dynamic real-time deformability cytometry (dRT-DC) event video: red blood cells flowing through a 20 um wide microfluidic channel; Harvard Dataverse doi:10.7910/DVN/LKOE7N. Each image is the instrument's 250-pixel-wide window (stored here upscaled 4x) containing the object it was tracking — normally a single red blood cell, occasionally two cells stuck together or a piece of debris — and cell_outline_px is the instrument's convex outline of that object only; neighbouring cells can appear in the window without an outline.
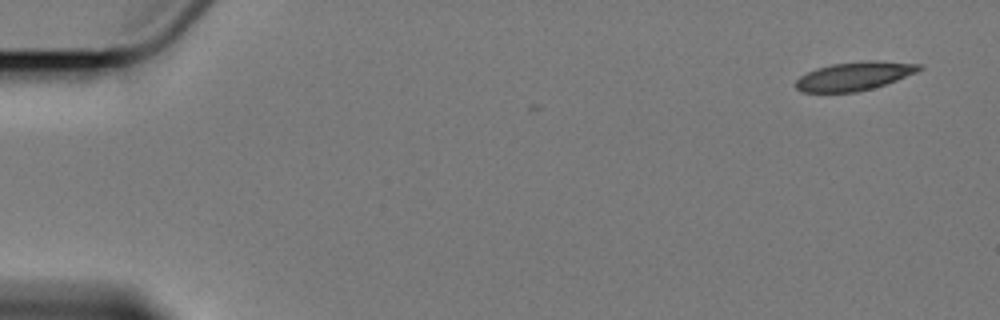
{"species": "Egyptian fruit bat (a non-hibernating species)", "species_latin": "Rousettus aegyptiacus", "temperature_condition": "cold", "stored_images_in_passage": 3, "camera_frame_rate_fps": 3000, "um_per_image_px": 0.085, "animal": {"sex": "female"}, "frame": {"image": 1, "passage_image": 1, "time_ms": 0.0, "image_size_px": [1000, 320], "cell_outline_px": [[924, 68], [916, 72], [896, 80], [872, 88], [856, 92], [800, 92], [796, 88], [796, 80], [800, 76], [816, 68], [832, 64], [864, 60], [880, 60], [924, 64]], "centroid_in_image_um": [72.64, 6.45], "position_along_channel_um": 12.4, "area_um2": 20.63}}